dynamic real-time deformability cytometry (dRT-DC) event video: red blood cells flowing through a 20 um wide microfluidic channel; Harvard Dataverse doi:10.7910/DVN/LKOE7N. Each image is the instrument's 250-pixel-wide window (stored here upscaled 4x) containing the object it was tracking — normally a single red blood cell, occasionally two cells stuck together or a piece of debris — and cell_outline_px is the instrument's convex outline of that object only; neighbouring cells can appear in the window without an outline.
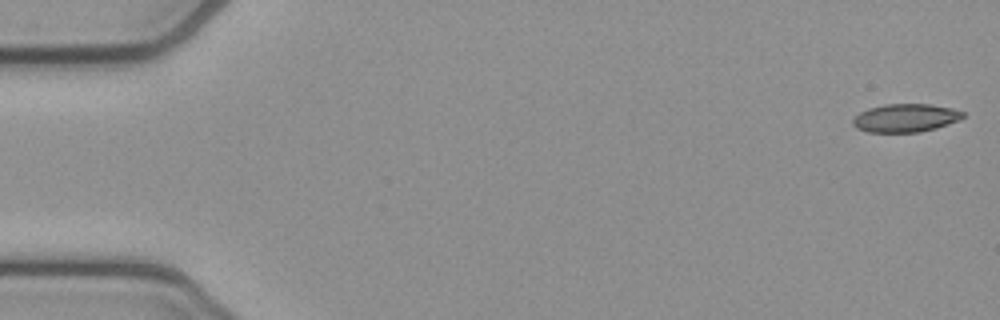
{"species": "common noctule bat (a hibernating species)", "species_latin": "Nyctalus noctula", "temperature_condition": "cold", "stored_images_in_passage": 53, "camera_frame_rate_fps": 3000, "um_per_image_px": 0.085, "animal": {"sex": "female", "body_mass_g": 21.9}, "frame": {"image": 1, "passage_image": 1, "time_ms": 0.0, "image_size_px": [1000, 320], "cell_outline_px": [[964, 116], [960, 120], [936, 128], [920, 132], [868, 132], [856, 128], [852, 124], [852, 120], [860, 112], [868, 108], [884, 104], [928, 104], [952, 108], [964, 112]], "centroid_in_image_um": [76.96, 10.02], "position_along_channel_um": 8.0, "area_um2": 18.15}}
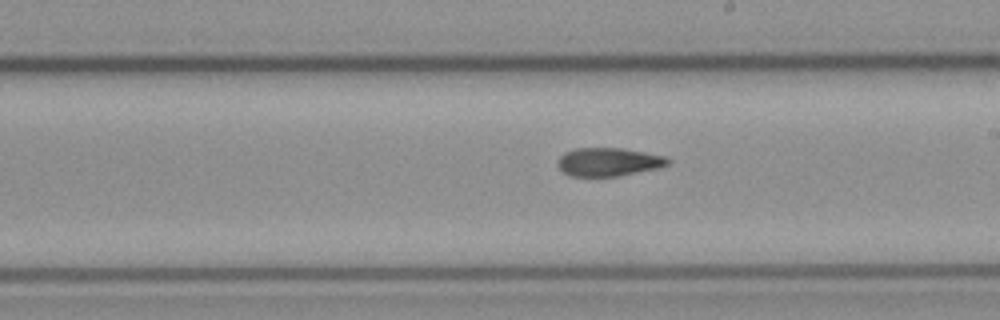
{"frame": {"image": 2, "passage_image": 30, "time_ms": 9.667, "image_size_px": [1000, 320], "cell_outline_px": [[672, 160], [668, 164], [660, 168], [620, 176], [572, 176], [564, 172], [556, 164], [556, 160], [564, 152], [576, 148], [624, 148], [664, 156]], "centroid_in_image_um": [51.73, 13.76], "position_along_channel_um": 237.3, "area_um2": 18.38}}
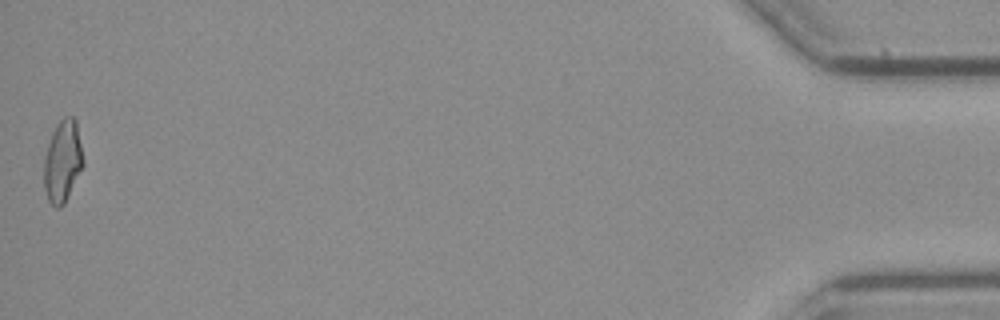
{"frame": {"image": 3, "passage_image": 53, "time_ms": 17.333, "image_size_px": [1000, 320], "cell_outline_px": [[84, 164], [64, 204], [60, 208], [56, 208], [48, 200], [44, 188], [44, 156], [52, 132], [60, 120], [64, 116], [72, 116], [76, 120], [84, 160]], "centroid_in_image_um": [5.32, 13.71], "position_along_channel_um": 429.9, "area_um2": 18.73}, "authors_computed_cell_mechanics": {"area_um2": 18.785, "velocity_mm_per_s": 3.8322, "shape_relaxation_time_tau1_ms": 6.4599, "shape_relaxation_time_tau2_ms": 3.7665, "deformation_change_tau1": 0.1676, "deformation_change_tau2": 0.112}}